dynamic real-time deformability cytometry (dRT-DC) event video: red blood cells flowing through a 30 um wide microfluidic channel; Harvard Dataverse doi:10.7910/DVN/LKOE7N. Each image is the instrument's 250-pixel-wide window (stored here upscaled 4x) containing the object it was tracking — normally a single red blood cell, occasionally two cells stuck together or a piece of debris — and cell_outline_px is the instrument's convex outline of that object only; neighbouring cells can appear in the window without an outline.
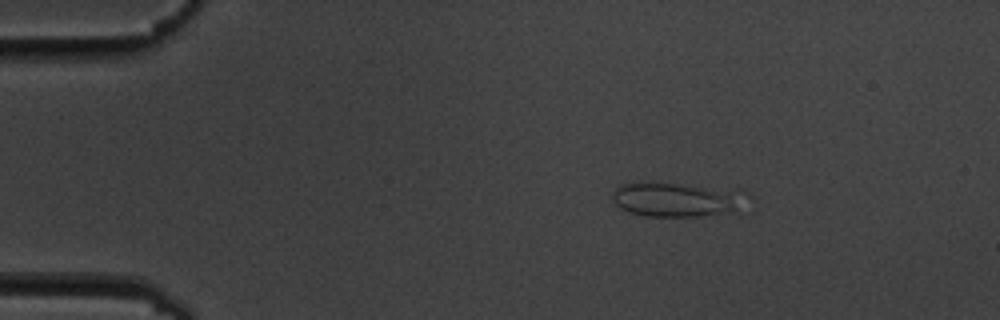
{"species": "common noctule bat (a hibernating species)", "species_latin": "Nyctalus noctula", "temperature_condition": "cold", "stored_images_in_passage": 4, "camera_frame_rate_fps": 3000, "um_per_image_px": 0.085, "animal": {"sex": "male", "body_mass_g": 19.5, "forearm_length_mm": 54.6}, "frame": {"image": 1, "passage_image": 1, "time_ms": 0.0, "image_size_px": [1000, 320], "cell_outline_px": [[740, 212], [700, 216], [644, 216], [620, 208], [612, 200], [612, 196], [616, 188], [620, 184], [680, 184], [736, 188]], "centroid_in_image_um": [57.46, 16.98], "position_along_channel_um": 27.5, "area_um2": 26.07}}
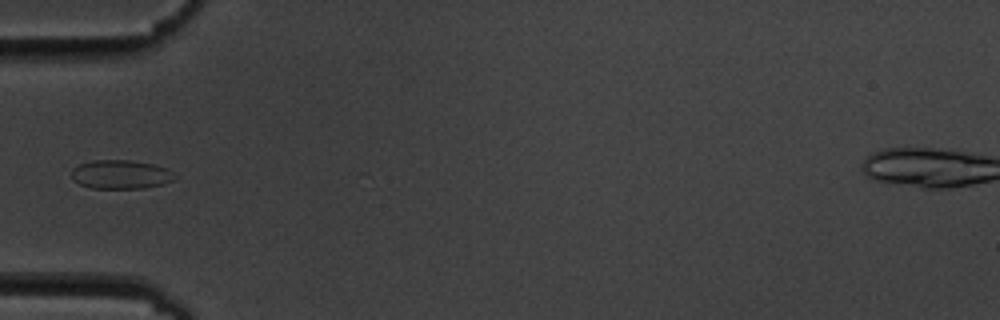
{"frame": {"image": 2, "passage_image": 3, "time_ms": 3.0, "image_size_px": [1000, 320], "cell_outline_px": [[176, 176], [172, 180], [164, 184], [144, 188], [92, 188], [80, 184], [72, 180], [72, 168], [80, 164], [92, 160], [132, 160], [152, 164], [168, 168]], "centroid_in_image_um": [10.26, 14.82], "position_along_channel_um": 74.7, "area_um2": 17.4}}